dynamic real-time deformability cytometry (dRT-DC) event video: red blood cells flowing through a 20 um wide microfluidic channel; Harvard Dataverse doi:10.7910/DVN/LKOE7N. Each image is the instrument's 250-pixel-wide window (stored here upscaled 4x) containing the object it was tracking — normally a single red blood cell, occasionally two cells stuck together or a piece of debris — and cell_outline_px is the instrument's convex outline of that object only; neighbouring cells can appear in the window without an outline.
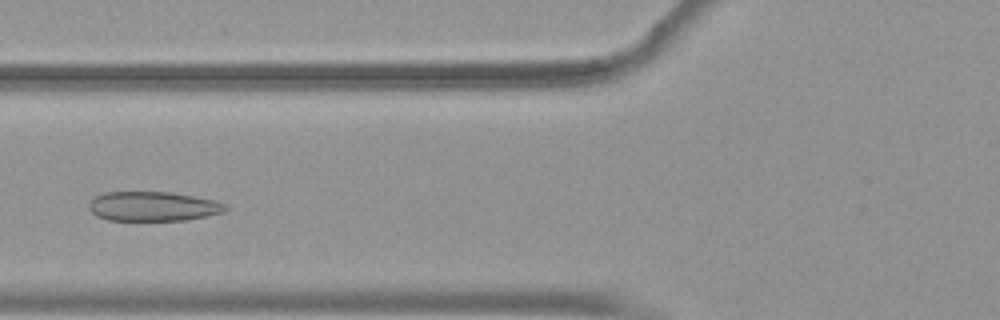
{"species": "common noctule bat (a hibernating species)", "species_latin": "Nyctalus noctula", "temperature_condition": "warm", "stored_images_in_passage": 49, "camera_frame_rate_fps": 3000, "um_per_image_px": 0.085, "animal": {"sex": "female", "body_mass_g": 19.9}, "frame": {"image": 1, "passage_image": 17, "time_ms": 5.333, "image_size_px": [1000, 320], "cell_outline_px": [[228, 208], [224, 212], [208, 216], [188, 220], [108, 220], [96, 216], [88, 208], [88, 204], [96, 196], [104, 192], [172, 192], [216, 200], [224, 204]], "centroid_in_image_um": [13.02, 17.54], "position_along_channel_um": 112.8, "area_um2": 23.58}}
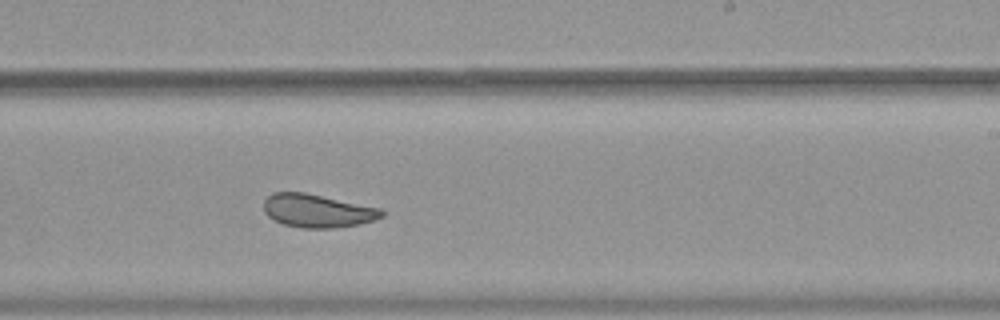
{"frame": {"image": 2, "passage_image": 29, "time_ms": 9.333, "image_size_px": [1000, 320], "cell_outline_px": [[384, 216], [376, 220], [360, 224], [332, 228], [304, 228], [284, 224], [272, 220], [264, 212], [264, 200], [272, 192], [304, 192], [384, 208]], "centroid_in_image_um": [27.02, 17.91], "position_along_channel_um": 262.0, "area_um2": 23.18}}
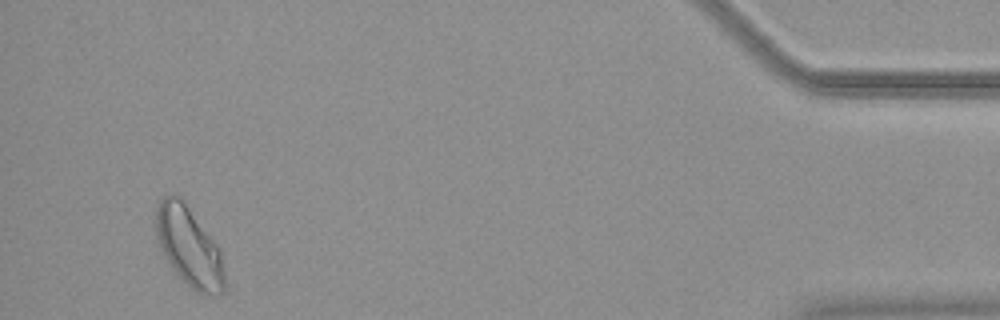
{"frame": {"image": 3, "passage_image": 47, "time_ms": 15.333, "image_size_px": [1000, 320], "cell_outline_px": [[224, 292], [216, 296], [204, 296], [196, 292], [172, 268], [160, 248], [156, 236], [156, 204], [168, 192], [176, 192], [184, 200], [220, 248], [224, 272]], "centroid_in_image_um": [16.07, 20.92], "position_along_channel_um": 419.1, "area_um2": 32.19}, "authors_computed_cell_mechanics": {"area_um2": 26.5302, "velocity_mm_per_s": 3.7513, "shape_relaxation_time_tau1_ms": 6.3126, "shape_relaxation_time_tau2_ms": 1.4574, "deformation_change_tau1": 0.1282, "deformation_change_tau2": 0.0817}}